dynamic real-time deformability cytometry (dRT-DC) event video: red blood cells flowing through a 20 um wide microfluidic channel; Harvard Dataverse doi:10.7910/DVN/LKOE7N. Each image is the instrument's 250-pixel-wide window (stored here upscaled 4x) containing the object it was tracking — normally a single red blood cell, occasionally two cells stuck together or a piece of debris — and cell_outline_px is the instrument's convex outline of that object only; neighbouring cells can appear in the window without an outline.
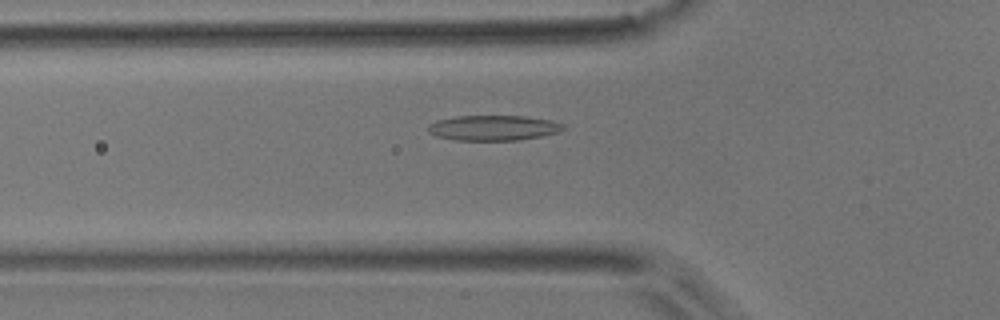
{"species": "common noctule bat (a hibernating species)", "species_latin": "Nyctalus noctula", "temperature_condition": "room temperature", "stored_images_in_passage": 37, "camera_frame_rate_fps": 3000, "um_per_image_px": 0.085, "animal": {"sex": "male", "body_mass_g": 17.9}, "frame": {"image": 1, "passage_image": 3, "time_ms": 0.667, "image_size_px": [1000, 320], "cell_outline_px": [[568, 128], [556, 132], [540, 136], [520, 140], [456, 140], [436, 136], [428, 132], [428, 124], [436, 120], [456, 116], [524, 116], [552, 120], [564, 124]], "centroid_in_image_um": [41.94, 10.86], "position_along_channel_um": 83.9, "area_um2": 19.94}}
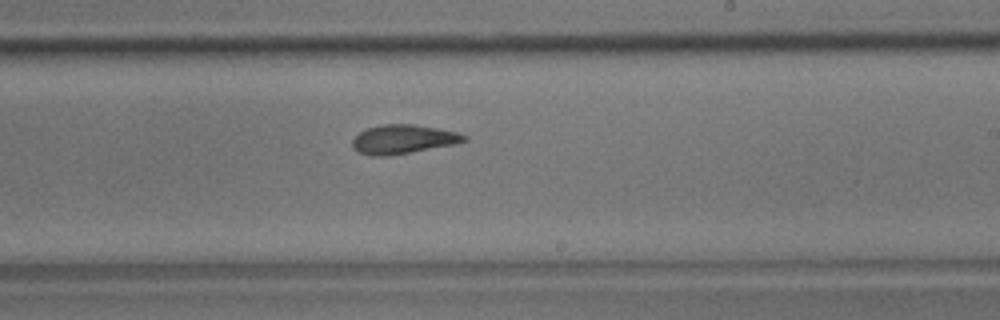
{"frame": {"image": 2, "passage_image": 16, "time_ms": 5.0, "image_size_px": [1000, 320], "cell_outline_px": [[468, 140], [456, 144], [412, 152], [384, 156], [368, 156], [356, 152], [352, 148], [352, 140], [360, 132], [368, 128], [384, 124], [416, 124], [456, 132], [468, 136]], "centroid_in_image_um": [34.25, 11.85], "position_along_channel_um": 254.7, "area_um2": 19.02}}
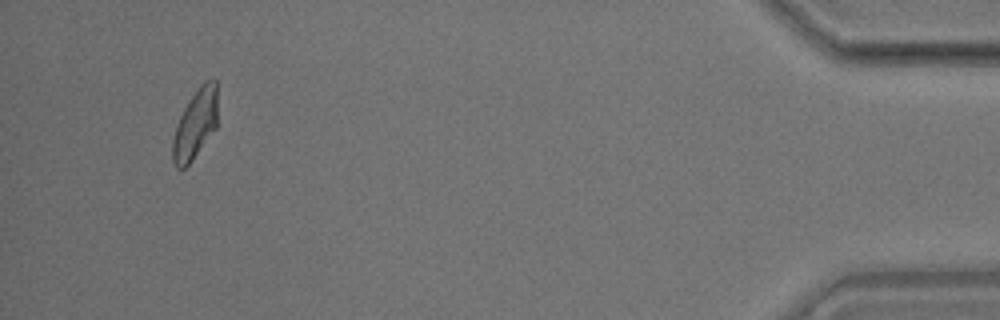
{"frame": {"image": 3, "passage_image": 34, "time_ms": 11.0, "image_size_px": [1000, 320], "cell_outline_px": [[216, 128], [192, 160], [184, 168], [176, 168], [172, 160], [172, 140], [176, 124], [184, 108], [200, 84], [204, 80], [216, 80]], "centroid_in_image_um": [16.57, 10.57], "position_along_channel_um": 418.6, "area_um2": 17.98}, "authors_computed_cell_mechanics": {"area_um2": 18.5538, "velocity_mm_per_s": 3.9319, "shape_relaxation_time_tau1_ms": 6.4668, "shape_relaxation_time_tau2_ms": 2.0786, "deformation_change_tau1": 0.1783, "deformation_change_tau2": 0.0916}}